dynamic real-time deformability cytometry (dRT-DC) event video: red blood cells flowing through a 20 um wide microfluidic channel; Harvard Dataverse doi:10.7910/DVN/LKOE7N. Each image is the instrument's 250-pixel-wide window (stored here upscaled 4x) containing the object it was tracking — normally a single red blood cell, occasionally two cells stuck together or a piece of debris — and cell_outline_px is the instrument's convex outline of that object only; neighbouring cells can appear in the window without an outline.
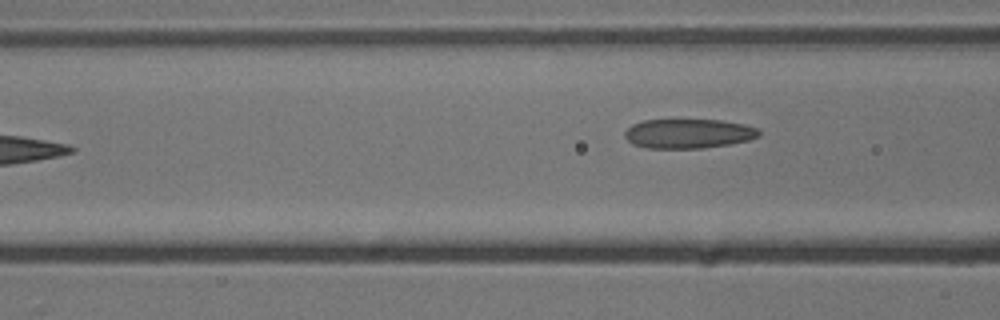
{"species": "common noctule bat (a hibernating species)", "species_latin": "Nyctalus noctula", "temperature_condition": "cold", "stored_images_in_passage": 6, "camera_frame_rate_fps": 3000, "um_per_image_px": 0.085, "animal": {"sex": "male", "body_mass_g": 13.3}, "frame": {"image": 1, "passage_image": 6, "time_ms": 6.0, "image_size_px": [1000, 320], "cell_outline_px": [[760, 136], [748, 140], [728, 144], [704, 148], [648, 148], [632, 144], [624, 136], [624, 132], [632, 124], [644, 120], [720, 120], [744, 124], [760, 128]], "centroid_in_image_um": [58.53, 11.35], "position_along_channel_um": 108.1, "area_um2": 23.06}}